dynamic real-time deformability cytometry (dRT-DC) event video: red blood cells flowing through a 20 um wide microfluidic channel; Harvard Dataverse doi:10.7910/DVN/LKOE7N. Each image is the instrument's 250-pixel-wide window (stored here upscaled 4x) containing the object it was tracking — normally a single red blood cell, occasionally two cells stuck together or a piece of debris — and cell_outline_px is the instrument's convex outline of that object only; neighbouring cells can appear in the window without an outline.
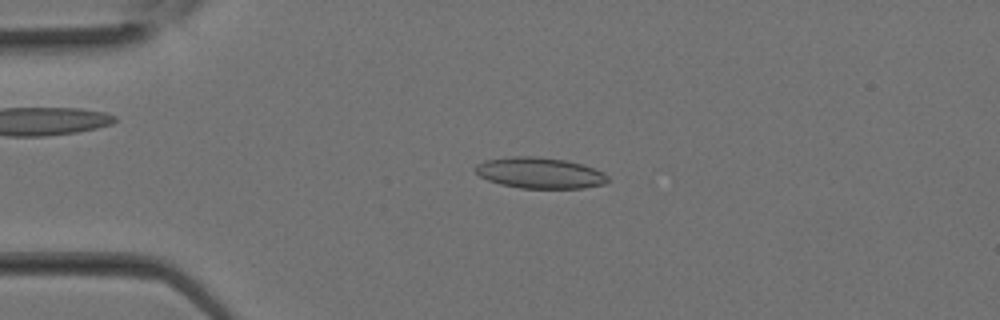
{"species": "Egyptian fruit bat (a non-hibernating species)", "species_latin": "Rousettus aegyptiacus", "temperature_condition": "room temperature", "stored_images_in_passage": 29, "camera_frame_rate_fps": 3000, "um_per_image_px": 0.085, "animal": {"sex": "female"}, "frame": {"image": 1, "passage_image": 6, "time_ms": 1.667, "image_size_px": [1000, 320], "cell_outline_px": [[608, 180], [604, 184], [584, 188], [520, 188], [500, 184], [488, 180], [480, 176], [472, 168], [476, 164], [484, 160], [512, 156], [536, 156], [568, 160], [584, 164], [604, 172], [608, 176]], "centroid_in_image_um": [45.88, 14.69], "position_along_channel_um": 39.1, "area_um2": 24.22}}
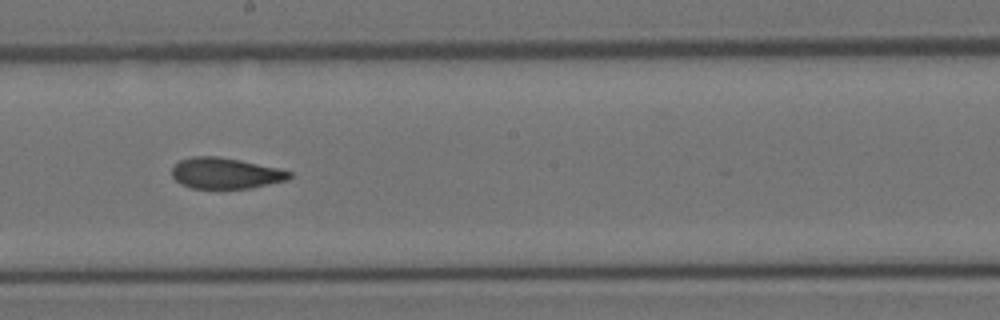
{"frame": {"image": 2, "passage_image": 16, "time_ms": 5.0, "image_size_px": [1000, 320], "cell_outline_px": [[292, 176], [288, 180], [252, 188], [192, 188], [180, 184], [172, 176], [172, 168], [180, 160], [192, 156], [216, 156], [240, 160], [276, 168], [292, 172]], "centroid_in_image_um": [19.16, 14.73], "position_along_channel_um": 229.0, "area_um2": 21.1}}
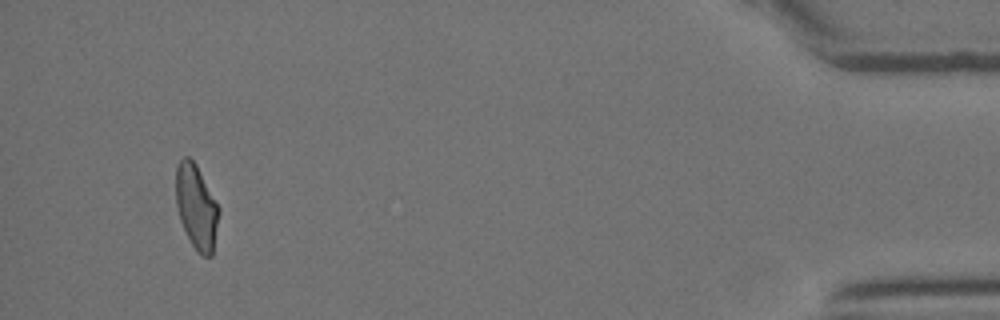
{"frame": {"image": 3, "passage_image": 28, "time_ms": 9.0, "image_size_px": [1000, 320], "cell_outline_px": [[220, 212], [212, 256], [200, 256], [196, 252], [180, 220], [176, 204], [176, 164], [184, 156], [188, 156], [196, 164], [220, 208]], "centroid_in_image_um": [16.7, 17.59], "position_along_channel_um": 418.5, "area_um2": 21.21}}